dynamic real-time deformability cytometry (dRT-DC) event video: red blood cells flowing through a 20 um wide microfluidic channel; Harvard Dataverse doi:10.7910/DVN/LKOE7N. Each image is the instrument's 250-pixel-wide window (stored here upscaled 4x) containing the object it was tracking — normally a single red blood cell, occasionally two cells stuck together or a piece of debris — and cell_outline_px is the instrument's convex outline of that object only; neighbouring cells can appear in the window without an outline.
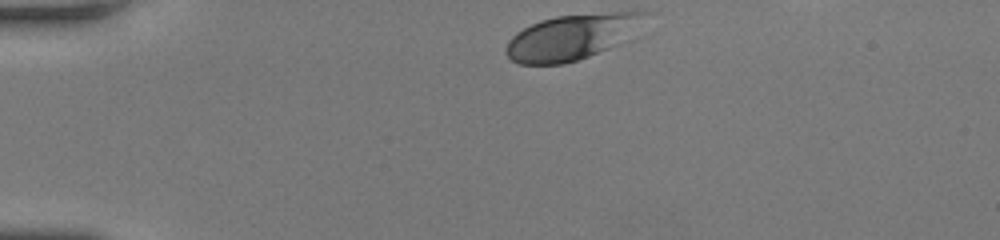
{"species": "human", "species_latin": "Homo sapiens", "temperature_condition": "room temperature", "stored_images_in_passage": 32, "camera_frame_rate_fps": 3000, "um_per_image_px": 0.085, "donor": {"sex": "female"}, "frame": {"image": 1, "passage_image": 1, "time_ms": 0.0, "image_size_px": [1000, 240], "cell_outline_px": [[648, 12], [616, 44], [608, 48], [588, 56], [564, 64], [520, 64], [512, 60], [504, 52], [504, 48], [508, 40], [516, 32], [540, 20], [556, 16], [612, 12]], "centroid_in_image_um": [48.4, 3.16], "position_along_channel_um": 36.6, "area_um2": 35.49}}
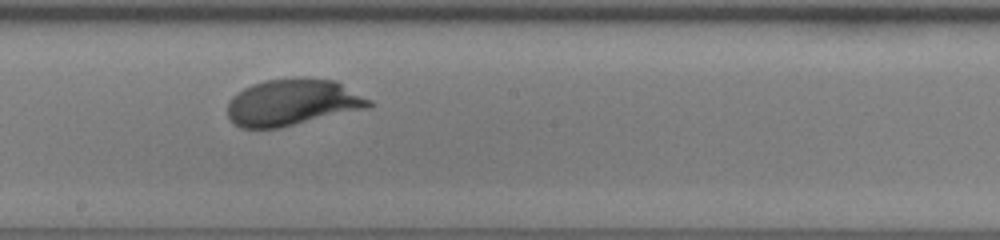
{"frame": {"image": 2, "passage_image": 19, "time_ms": 6.0, "image_size_px": [1000, 240], "cell_outline_px": [[372, 104], [368, 108], [280, 128], [240, 128], [232, 124], [228, 116], [228, 104], [232, 96], [244, 88], [252, 84], [264, 80], [292, 76], [304, 76], [336, 80], [372, 100]], "centroid_in_image_um": [24.86, 8.68], "position_along_channel_um": 223.3, "area_um2": 39.07}}
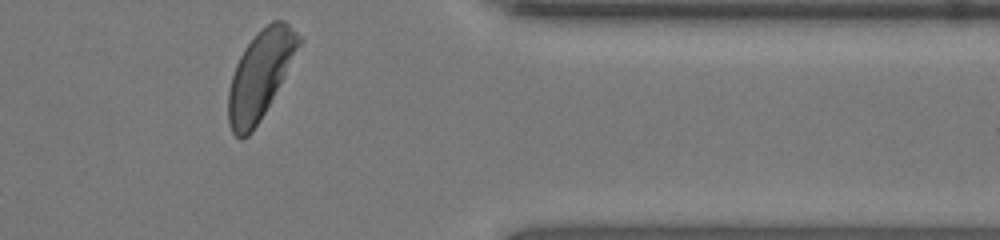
{"frame": {"image": 3, "passage_image": 32, "time_ms": 10.333, "image_size_px": [1000, 240], "cell_outline_px": [[304, 40], [260, 120], [252, 132], [248, 136], [240, 140], [232, 132], [228, 124], [228, 92], [232, 76], [236, 64], [240, 56], [256, 32], [260, 28], [272, 20], [284, 20]], "centroid_in_image_um": [22.11, 6.36], "position_along_channel_um": 389.3, "area_um2": 35.84}, "authors_computed_cell_mechanics": {"area_um2": 37.2521, "velocity_mm_per_s": 4.1132, "shape_relaxation_time_tau1_ms": 2.4768, "shape_relaxation_time_tau2_ms": null, "deformation_change_tau1": 0.1442, "deformation_change_tau2": null}}